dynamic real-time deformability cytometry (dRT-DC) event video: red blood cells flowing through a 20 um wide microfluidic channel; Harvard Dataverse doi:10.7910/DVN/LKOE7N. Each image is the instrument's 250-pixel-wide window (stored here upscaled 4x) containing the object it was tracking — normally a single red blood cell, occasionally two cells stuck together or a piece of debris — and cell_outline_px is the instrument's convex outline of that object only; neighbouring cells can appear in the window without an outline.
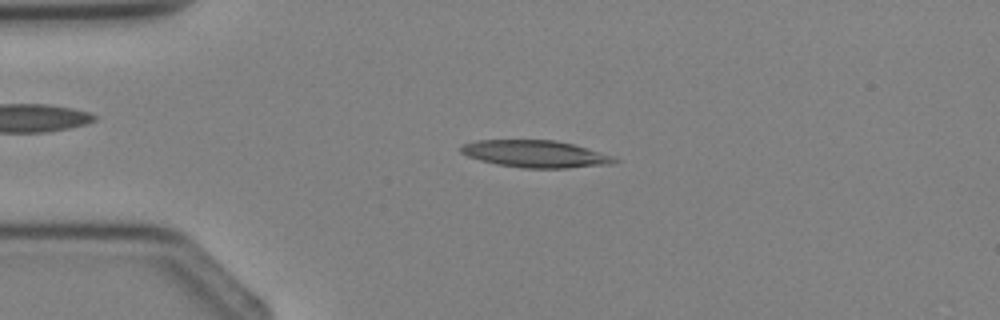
{"species": "Egyptian fruit bat (a non-hibernating species)", "species_latin": "Rousettus aegyptiacus", "temperature_condition": "cold", "stored_images_in_passage": 2, "camera_frame_rate_fps": 3000, "um_per_image_px": 0.085, "animal": {"sex": "female"}, "frame": {"image": 1, "passage_image": 2, "time_ms": 1.333, "image_size_px": [1000, 320], "cell_outline_px": [[620, 160], [616, 164], [568, 168], [520, 168], [496, 164], [480, 160], [468, 156], [460, 152], [460, 148], [464, 144], [476, 140], [556, 140], [572, 144], [612, 156]], "centroid_in_image_um": [45.52, 13.09], "position_along_channel_um": 39.5, "area_um2": 24.28}}